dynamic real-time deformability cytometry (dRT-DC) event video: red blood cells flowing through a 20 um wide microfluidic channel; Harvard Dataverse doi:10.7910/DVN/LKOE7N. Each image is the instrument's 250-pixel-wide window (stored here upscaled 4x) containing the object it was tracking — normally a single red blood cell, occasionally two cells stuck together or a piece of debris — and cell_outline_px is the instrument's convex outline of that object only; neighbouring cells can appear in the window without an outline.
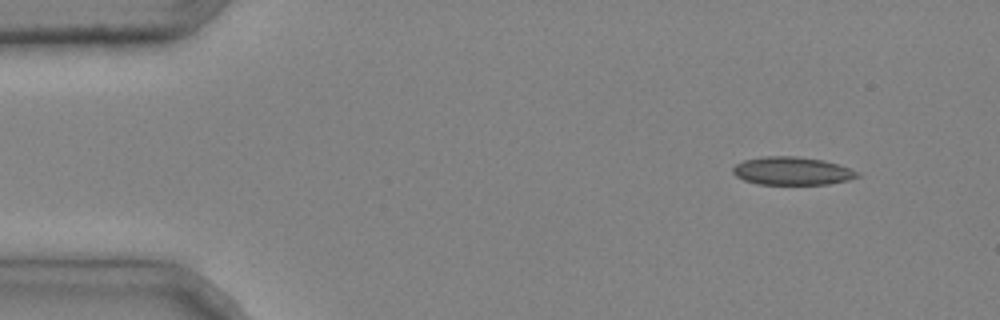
{"species": "common noctule bat (a hibernating species)", "species_latin": "Nyctalus noctula", "temperature_condition": "cold", "stored_images_in_passage": 4, "camera_frame_rate_fps": 3000, "um_per_image_px": 0.085, "animal": {"sex": "male", "body_mass_g": 20.4}, "frame": {"image": 1, "passage_image": 1, "time_ms": 0.0, "image_size_px": [1000, 320], "cell_outline_px": [[860, 176], [848, 180], [828, 184], [756, 184], [744, 180], [736, 176], [732, 172], [732, 168], [736, 164], [744, 160], [764, 156], [796, 156], [824, 160], [848, 168], [856, 172]], "centroid_in_image_um": [67.28, 14.53], "position_along_channel_um": 17.7, "area_um2": 20.23}}
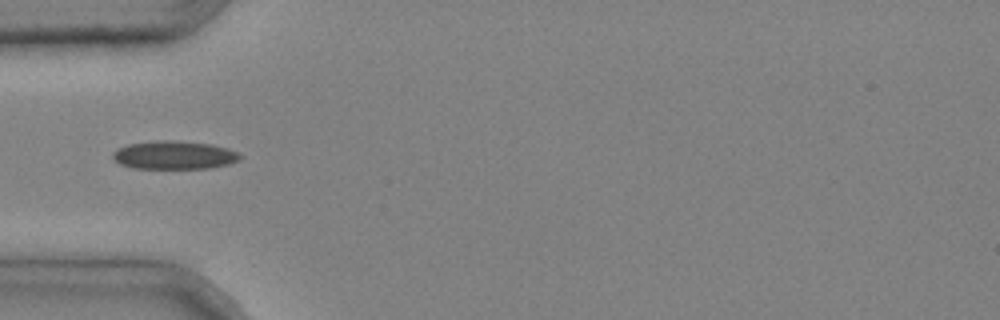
{"frame": {"image": 2, "passage_image": 4, "time_ms": 1.0, "image_size_px": [1000, 320], "cell_outline_px": [[244, 156], [240, 160], [228, 164], [208, 168], [132, 168], [120, 164], [112, 156], [112, 152], [116, 148], [128, 144], [156, 140], [176, 140], [212, 144], [228, 148], [240, 152]], "centroid_in_image_um": [14.84, 13.17], "position_along_channel_um": 70.2, "area_um2": 21.27}}